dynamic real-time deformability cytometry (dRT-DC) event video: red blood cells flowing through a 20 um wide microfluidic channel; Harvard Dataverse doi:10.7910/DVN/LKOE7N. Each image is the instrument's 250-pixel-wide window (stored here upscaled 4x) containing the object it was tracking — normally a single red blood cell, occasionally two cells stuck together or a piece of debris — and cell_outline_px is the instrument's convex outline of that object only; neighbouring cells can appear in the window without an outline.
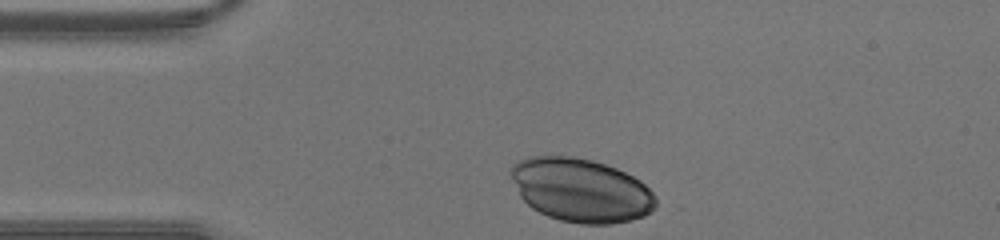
{"species": "human", "species_latin": "Homo sapiens", "temperature_condition": "warm", "stored_images_in_passage": 25, "camera_frame_rate_fps": 3000, "um_per_image_px": 0.085, "donor": {"sex": "male"}, "frame": {"image": 1, "passage_image": 1, "time_ms": 0.0, "image_size_px": [1000, 240], "cell_outline_px": [[656, 208], [644, 216], [632, 220], [612, 224], [580, 224], [560, 220], [548, 216], [532, 208], [520, 196], [512, 180], [512, 164], [528, 156], [572, 156], [592, 160], [616, 168], [640, 180], [656, 196]], "centroid_in_image_um": [49.4, 16.17], "position_along_channel_um": 35.6, "area_um2": 53.75}}
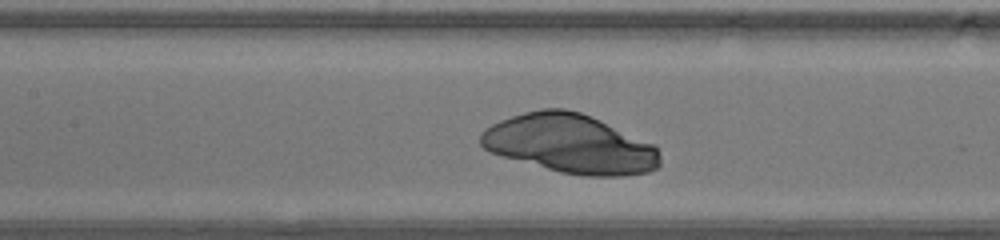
{"frame": {"image": 2, "passage_image": 11, "time_ms": 3.333, "image_size_px": [1000, 240], "cell_outline_px": [[660, 164], [656, 168], [648, 172], [624, 176], [584, 176], [560, 172], [504, 156], [492, 152], [484, 148], [480, 144], [480, 132], [484, 128], [500, 120], [524, 112], [540, 108], [564, 108], [580, 112], [656, 144], [660, 156]], "centroid_in_image_um": [48.48, 12.22], "position_along_channel_um": 158.9, "area_um2": 61.44}}
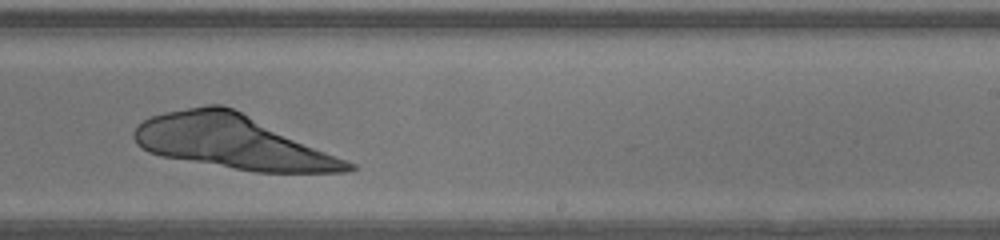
{"frame": {"image": 3, "passage_image": 18, "time_ms": 5.667, "image_size_px": [1000, 240], "cell_outline_px": [[356, 168], [352, 172], [256, 172], [160, 156], [148, 152], [136, 144], [132, 136], [132, 132], [144, 120], [152, 116], [164, 112], [208, 104], [220, 104], [232, 108], [348, 160], [356, 164]], "centroid_in_image_um": [19.77, 12.08], "position_along_channel_um": 269.2, "area_um2": 66.35}}